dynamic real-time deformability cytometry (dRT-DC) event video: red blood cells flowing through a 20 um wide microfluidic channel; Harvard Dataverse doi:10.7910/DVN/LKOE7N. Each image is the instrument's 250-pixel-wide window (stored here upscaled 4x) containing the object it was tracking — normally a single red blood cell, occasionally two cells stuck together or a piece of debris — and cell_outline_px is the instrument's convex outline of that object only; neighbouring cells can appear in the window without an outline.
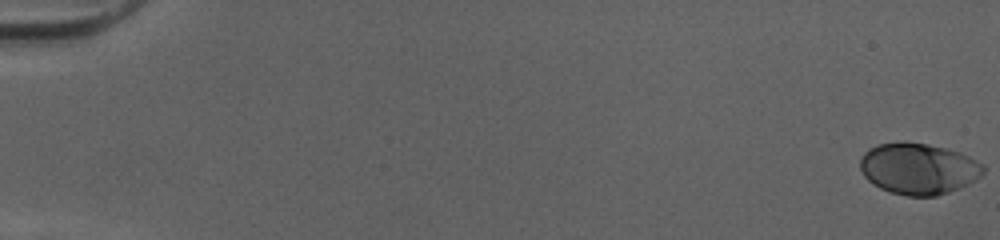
{"species": "human", "species_latin": "Homo sapiens", "temperature_condition": "cold", "stored_images_in_passage": 52, "camera_frame_rate_fps": 3000, "um_per_image_px": 0.085, "donor": {"sex": "female"}, "frame": {"image": 1, "passage_image": 1, "time_ms": 0.0, "image_size_px": [1000, 240], "cell_outline_px": [[984, 172], [976, 180], [968, 184], [948, 192], [936, 196], [908, 196], [888, 192], [872, 184], [864, 176], [860, 168], [860, 160], [864, 152], [868, 148], [876, 144], [900, 140], [928, 144], [960, 152], [984, 164]], "centroid_in_image_um": [78.04, 14.32], "position_along_channel_um": 7.0, "area_um2": 37.22}}
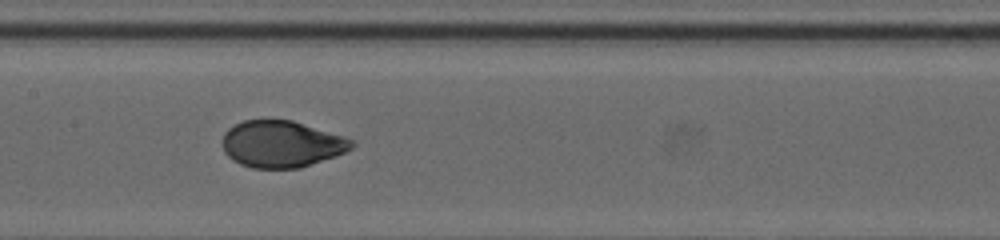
{"frame": {"image": 2, "passage_image": 28, "time_ms": 9.0, "image_size_px": [1000, 240], "cell_outline_px": [[356, 144], [352, 148], [336, 156], [300, 168], [252, 168], [240, 164], [232, 160], [224, 152], [224, 132], [228, 128], [244, 120], [292, 120], [344, 136], [356, 140]], "centroid_in_image_um": [23.96, 12.25], "position_along_channel_um": 183.4, "area_um2": 35.2}}
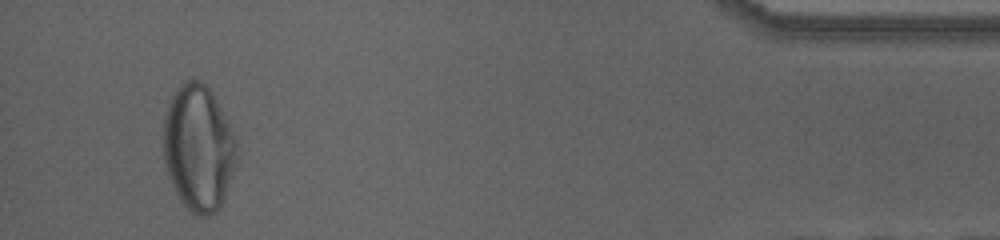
{"frame": {"image": 3, "passage_image": 50, "time_ms": 16.333, "image_size_px": [1000, 240], "cell_outline_px": [[236, 156], [224, 200], [220, 208], [216, 212], [208, 216], [196, 216], [180, 200], [168, 176], [164, 160], [164, 112], [176, 88], [184, 80], [200, 80], [212, 92], [232, 132], [236, 144]], "centroid_in_image_um": [16.84, 12.58], "position_along_channel_um": 418.4, "area_um2": 53.29}, "authors_computed_cell_mechanics": {"area_um2": 36.0672, "velocity_mm_per_s": 4.0373, "shape_relaxation_time_tau1_ms": 4.5906, "shape_relaxation_time_tau2_ms": null, "deformation_change_tau1": 0.1653, "deformation_change_tau2": null}}